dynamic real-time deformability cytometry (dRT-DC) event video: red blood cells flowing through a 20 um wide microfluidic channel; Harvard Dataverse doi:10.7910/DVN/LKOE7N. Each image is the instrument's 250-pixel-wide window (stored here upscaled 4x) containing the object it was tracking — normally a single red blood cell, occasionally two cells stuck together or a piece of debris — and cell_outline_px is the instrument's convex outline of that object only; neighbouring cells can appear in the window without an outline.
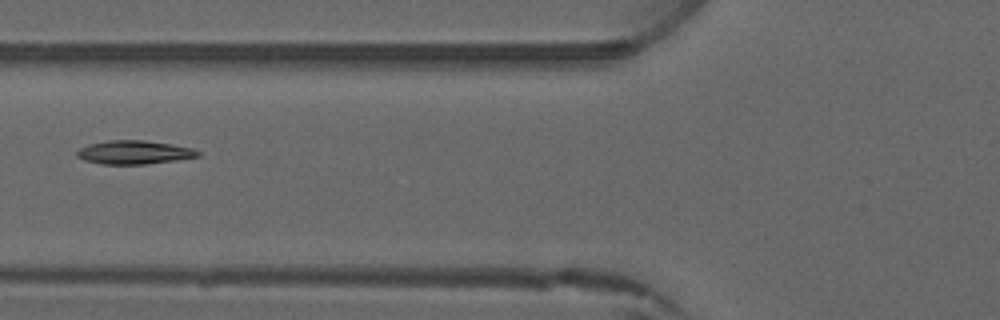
{"species": "common noctule bat (a hibernating species)", "species_latin": "Nyctalus noctula", "temperature_condition": "warm", "stored_images_in_passage": 5, "camera_frame_rate_fps": 3000, "um_per_image_px": 0.085, "animal": {"sex": "male", "forearm_length_mm": 52.5}, "frame": {"image": 1, "passage_image": 5, "time_ms": 4.667, "image_size_px": [1000, 320], "cell_outline_px": [[200, 156], [176, 160], [148, 164], [100, 164], [84, 160], [76, 156], [76, 152], [80, 148], [88, 144], [108, 140], [144, 140], [172, 144], [192, 148], [200, 152]], "centroid_in_image_um": [11.39, 12.95], "position_along_channel_um": 114.4, "area_um2": 16.7}}